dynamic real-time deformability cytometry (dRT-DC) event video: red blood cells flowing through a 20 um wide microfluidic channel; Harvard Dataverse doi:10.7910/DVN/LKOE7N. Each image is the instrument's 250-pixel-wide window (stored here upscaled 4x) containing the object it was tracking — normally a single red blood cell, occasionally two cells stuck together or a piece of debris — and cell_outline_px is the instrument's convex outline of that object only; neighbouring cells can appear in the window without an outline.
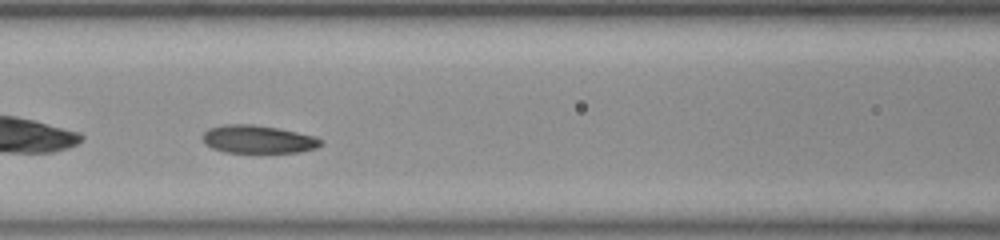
{"species": "common noctule bat (a hibernating species)", "species_latin": "Nyctalus noctula", "temperature_condition": "room temperature", "stored_images_in_passage": 16, "camera_frame_rate_fps": 3000, "um_per_image_px": 0.085, "animal": {"sex": "female", "body_mass_g": 23.0, "forearm_length_mm": 53.4}, "frame": {"image": 1, "passage_image": 14, "time_ms": 4.333, "image_size_px": [1000, 240], "cell_outline_px": [[324, 144], [316, 148], [300, 152], [228, 152], [212, 148], [204, 144], [200, 136], [208, 128], [224, 124], [252, 124], [276, 128], [316, 136], [324, 140]], "centroid_in_image_um": [21.93, 11.83], "position_along_channel_um": 144.7, "area_um2": 19.42}}